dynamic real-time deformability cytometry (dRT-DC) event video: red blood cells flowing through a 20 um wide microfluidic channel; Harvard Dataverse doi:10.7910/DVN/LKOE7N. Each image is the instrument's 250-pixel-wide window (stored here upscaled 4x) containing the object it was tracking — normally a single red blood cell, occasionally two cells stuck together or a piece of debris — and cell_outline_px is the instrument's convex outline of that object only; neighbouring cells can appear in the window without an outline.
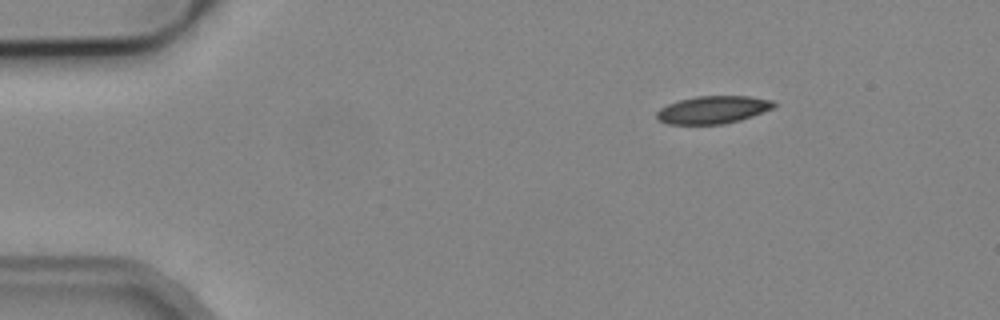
{"species": "common noctule bat (a hibernating species)", "species_latin": "Nyctalus noctula", "temperature_condition": "cold", "stored_images_in_passage": 4, "camera_frame_rate_fps": 3000, "um_per_image_px": 0.085, "animal": {"sex": "male", "body_mass_g": 19.2, "forearm_length_mm": 51.8}, "frame": {"image": 1, "passage_image": 1, "time_ms": 0.0, "image_size_px": [1000, 320], "cell_outline_px": [[776, 108], [740, 120], [724, 124], [668, 124], [656, 120], [656, 112], [660, 108], [668, 104], [680, 100], [696, 96], [748, 96], [776, 100]], "centroid_in_image_um": [60.63, 9.33], "position_along_channel_um": 24.4, "area_um2": 19.13}}